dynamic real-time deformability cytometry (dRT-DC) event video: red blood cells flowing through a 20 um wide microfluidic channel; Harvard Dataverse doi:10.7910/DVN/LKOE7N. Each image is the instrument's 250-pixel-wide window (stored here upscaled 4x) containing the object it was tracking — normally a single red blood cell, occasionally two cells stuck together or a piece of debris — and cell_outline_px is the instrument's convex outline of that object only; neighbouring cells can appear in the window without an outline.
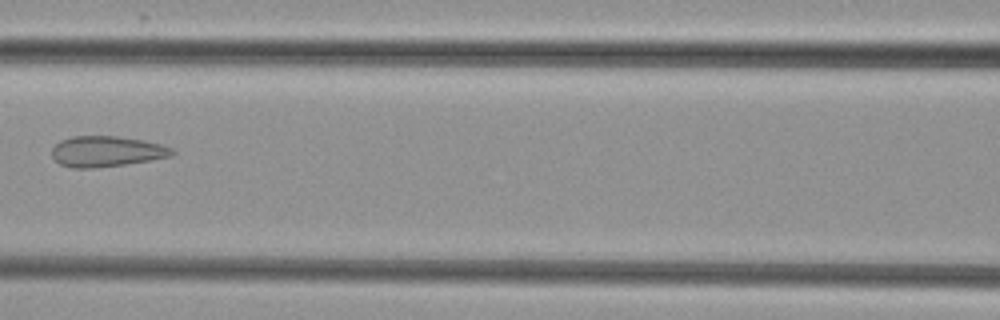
{"species": "common noctule bat (a hibernating species)", "species_latin": "Nyctalus noctula", "temperature_condition": "cold", "stored_images_in_passage": 6, "camera_frame_rate_fps": 3000, "um_per_image_px": 0.085, "animal": {"sex": "female", "body_mass_g": 29.2, "forearm_length_mm": 56.3}, "frame": {"image": 1, "passage_image": 6, "time_ms": 6.0, "image_size_px": [1000, 320], "cell_outline_px": [[176, 152], [172, 156], [124, 164], [92, 168], [72, 168], [60, 164], [52, 156], [52, 148], [60, 140], [72, 136], [116, 136], [144, 140], [160, 144], [172, 148]], "centroid_in_image_um": [9.04, 12.86], "position_along_channel_um": 157.6, "area_um2": 21.39}}